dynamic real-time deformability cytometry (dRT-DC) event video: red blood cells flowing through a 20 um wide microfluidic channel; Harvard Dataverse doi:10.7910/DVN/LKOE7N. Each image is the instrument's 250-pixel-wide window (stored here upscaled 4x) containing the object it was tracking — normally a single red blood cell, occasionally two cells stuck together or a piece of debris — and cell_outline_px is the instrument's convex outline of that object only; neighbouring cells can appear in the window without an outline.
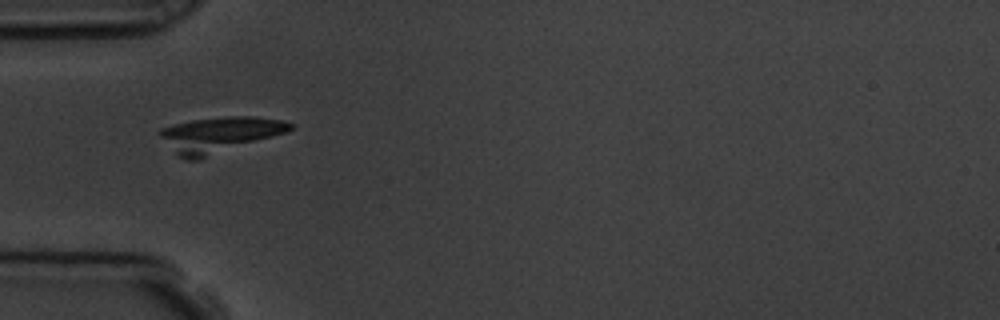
{"species": "common noctule bat (a hibernating species)", "species_latin": "Nyctalus noctula", "temperature_condition": "room temperature", "stored_images_in_passage": 56, "camera_frame_rate_fps": 3000, "um_per_image_px": 0.085, "animal": {"sex": "male", "body_mass_g": 19.5, "forearm_length_mm": 54.6}, "frame": {"image": 1, "passage_image": 20, "time_ms": 6.333, "image_size_px": [1000, 320], "cell_outline_px": [[296, 128], [288, 132], [200, 160], [188, 160], [180, 156], [156, 132], [160, 128], [172, 124], [192, 120], [228, 116], [252, 116], [280, 120], [296, 124]], "centroid_in_image_um": [18.7, 11.44], "position_along_channel_um": 66.3, "area_um2": 27.22}}
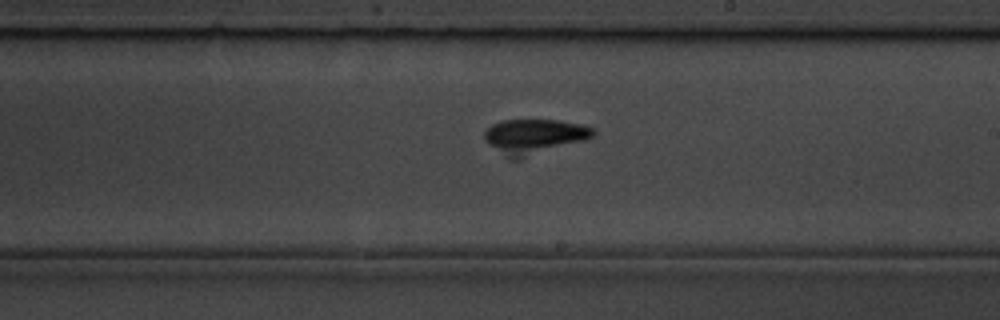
{"frame": {"image": 2, "passage_image": 34, "time_ms": 11.0, "image_size_px": [1000, 320], "cell_outline_px": [[596, 132], [588, 140], [520, 160], [512, 160], [504, 156], [484, 140], [484, 132], [492, 124], [500, 120], [560, 120], [584, 124], [592, 128]], "centroid_in_image_um": [45.43, 11.62], "position_along_channel_um": 243.6, "area_um2": 22.66}}
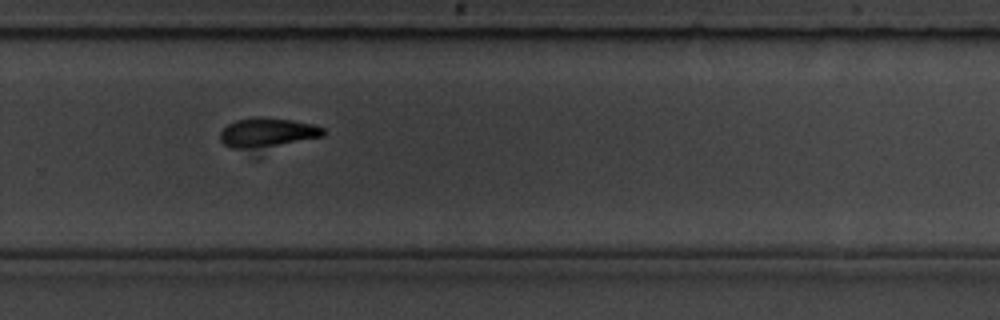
{"frame": {"image": 3, "passage_image": 39, "time_ms": 12.667, "image_size_px": [1000, 320], "cell_outline_px": [[324, 136], [260, 160], [252, 160], [224, 144], [220, 140], [220, 132], [228, 124], [236, 120], [292, 120], [312, 124], [324, 128]], "centroid_in_image_um": [22.76, 11.61], "position_along_channel_um": 307.0, "area_um2": 20.98}}